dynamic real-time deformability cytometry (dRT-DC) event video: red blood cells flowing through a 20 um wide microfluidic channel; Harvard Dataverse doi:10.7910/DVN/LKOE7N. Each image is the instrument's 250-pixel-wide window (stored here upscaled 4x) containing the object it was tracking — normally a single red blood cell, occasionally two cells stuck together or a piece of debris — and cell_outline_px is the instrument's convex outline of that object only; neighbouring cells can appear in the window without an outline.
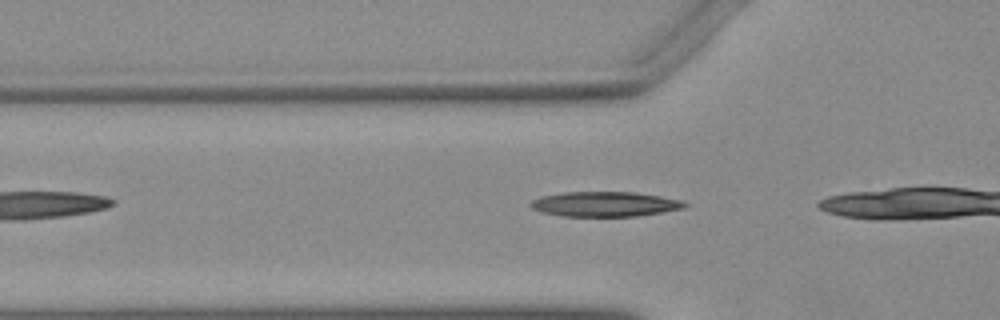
{"species": "Egyptian fruit bat (a non-hibernating species)", "species_latin": "Rousettus aegyptiacus", "temperature_condition": "warm", "stored_images_in_passage": 10, "camera_frame_rate_fps": 3000, "um_per_image_px": 0.085, "animal": {"sex": "female"}, "frame": {"image": 1, "passage_image": 2, "time_ms": 0.333, "image_size_px": [1000, 320], "cell_outline_px": [[688, 204], [684, 208], [636, 216], [560, 216], [544, 212], [532, 208], [528, 204], [532, 200], [540, 196], [564, 192], [636, 192], [660, 196], [680, 200]], "centroid_in_image_um": [51.38, 17.34], "position_along_channel_um": 74.4, "area_um2": 22.25}}
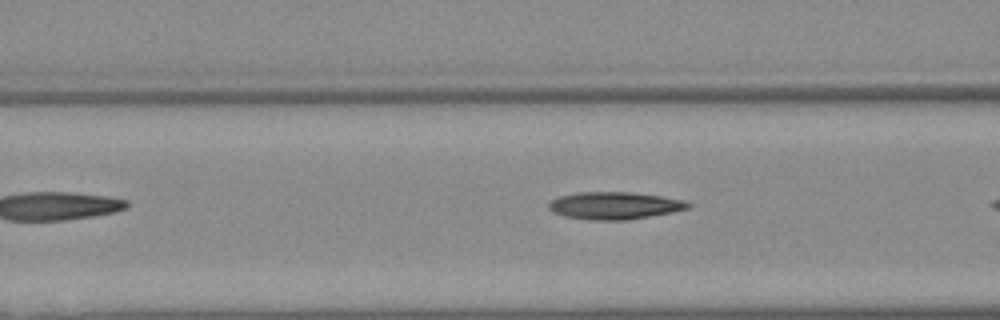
{"frame": {"image": 2, "passage_image": 5, "time_ms": 1.333, "image_size_px": [1000, 320], "cell_outline_px": [[692, 204], [688, 208], [672, 212], [628, 220], [588, 220], [564, 216], [552, 212], [548, 208], [548, 204], [552, 200], [560, 196], [580, 192], [628, 192], [660, 196], [680, 200]], "centroid_in_image_um": [52.18, 17.48], "position_along_channel_um": 114.4, "area_um2": 22.02}}
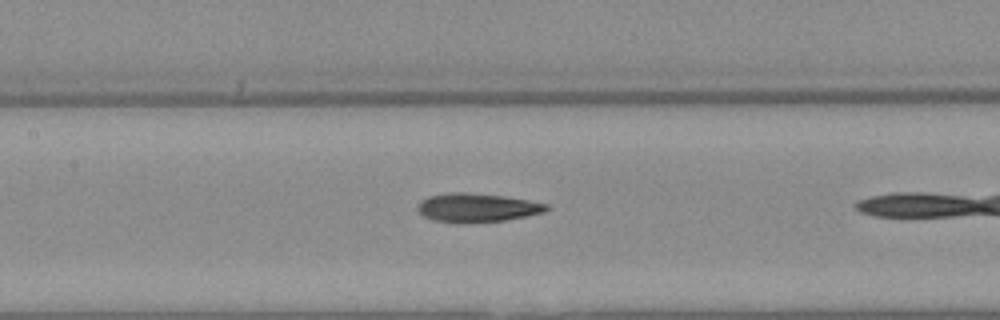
{"frame": {"image": 3, "passage_image": 9, "time_ms": 2.667, "image_size_px": [1000, 320], "cell_outline_px": [[552, 208], [544, 212], [504, 220], [464, 224], [456, 224], [432, 220], [424, 216], [416, 208], [420, 200], [428, 196], [452, 192], [464, 192], [504, 196], [528, 200], [548, 204]], "centroid_in_image_um": [40.52, 17.66], "position_along_channel_um": 166.9, "area_um2": 21.85}}